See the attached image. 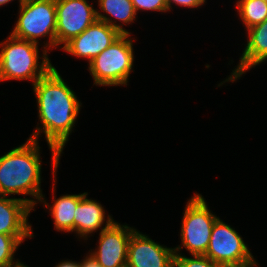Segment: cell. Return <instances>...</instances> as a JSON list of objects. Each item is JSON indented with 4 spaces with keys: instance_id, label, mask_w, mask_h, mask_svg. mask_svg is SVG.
I'll return each instance as SVG.
<instances>
[{
    "instance_id": "1",
    "label": "cell",
    "mask_w": 267,
    "mask_h": 267,
    "mask_svg": "<svg viewBox=\"0 0 267 267\" xmlns=\"http://www.w3.org/2000/svg\"><path fill=\"white\" fill-rule=\"evenodd\" d=\"M31 86L36 98L40 123L28 139L40 141L44 135L51 152L50 166L54 178L58 173L63 150L77 124L82 103L55 67Z\"/></svg>"
},
{
    "instance_id": "2",
    "label": "cell",
    "mask_w": 267,
    "mask_h": 267,
    "mask_svg": "<svg viewBox=\"0 0 267 267\" xmlns=\"http://www.w3.org/2000/svg\"><path fill=\"white\" fill-rule=\"evenodd\" d=\"M40 148L39 141L27 138L0 156V195H22L34 211L43 195Z\"/></svg>"
},
{
    "instance_id": "3",
    "label": "cell",
    "mask_w": 267,
    "mask_h": 267,
    "mask_svg": "<svg viewBox=\"0 0 267 267\" xmlns=\"http://www.w3.org/2000/svg\"><path fill=\"white\" fill-rule=\"evenodd\" d=\"M38 45L10 34L0 41V82L23 80L33 85L45 76L54 65L49 57L50 52L40 50Z\"/></svg>"
},
{
    "instance_id": "4",
    "label": "cell",
    "mask_w": 267,
    "mask_h": 267,
    "mask_svg": "<svg viewBox=\"0 0 267 267\" xmlns=\"http://www.w3.org/2000/svg\"><path fill=\"white\" fill-rule=\"evenodd\" d=\"M133 36L121 35L88 64L93 86L110 88L129 85L131 73L135 71L133 41L136 39Z\"/></svg>"
},
{
    "instance_id": "5",
    "label": "cell",
    "mask_w": 267,
    "mask_h": 267,
    "mask_svg": "<svg viewBox=\"0 0 267 267\" xmlns=\"http://www.w3.org/2000/svg\"><path fill=\"white\" fill-rule=\"evenodd\" d=\"M17 14L11 36L39 46L45 39L41 49H56V0H23Z\"/></svg>"
},
{
    "instance_id": "6",
    "label": "cell",
    "mask_w": 267,
    "mask_h": 267,
    "mask_svg": "<svg viewBox=\"0 0 267 267\" xmlns=\"http://www.w3.org/2000/svg\"><path fill=\"white\" fill-rule=\"evenodd\" d=\"M218 218L208 207L204 196L194 192L184 207L179 232L181 244L174 247L175 254H182L181 249L185 248L189 255H204L209 245L213 225Z\"/></svg>"
},
{
    "instance_id": "7",
    "label": "cell",
    "mask_w": 267,
    "mask_h": 267,
    "mask_svg": "<svg viewBox=\"0 0 267 267\" xmlns=\"http://www.w3.org/2000/svg\"><path fill=\"white\" fill-rule=\"evenodd\" d=\"M90 0H56V49L80 35L97 20Z\"/></svg>"
},
{
    "instance_id": "8",
    "label": "cell",
    "mask_w": 267,
    "mask_h": 267,
    "mask_svg": "<svg viewBox=\"0 0 267 267\" xmlns=\"http://www.w3.org/2000/svg\"><path fill=\"white\" fill-rule=\"evenodd\" d=\"M243 237L220 217L213 225L210 241L204 254L222 266L249 258L253 253Z\"/></svg>"
},
{
    "instance_id": "9",
    "label": "cell",
    "mask_w": 267,
    "mask_h": 267,
    "mask_svg": "<svg viewBox=\"0 0 267 267\" xmlns=\"http://www.w3.org/2000/svg\"><path fill=\"white\" fill-rule=\"evenodd\" d=\"M135 227L113 221L98 233V241L87 253L102 267H118L127 263L128 244Z\"/></svg>"
},
{
    "instance_id": "10",
    "label": "cell",
    "mask_w": 267,
    "mask_h": 267,
    "mask_svg": "<svg viewBox=\"0 0 267 267\" xmlns=\"http://www.w3.org/2000/svg\"><path fill=\"white\" fill-rule=\"evenodd\" d=\"M120 36L116 29L96 20L80 35L68 41L61 50L73 57L86 59L88 65Z\"/></svg>"
},
{
    "instance_id": "11",
    "label": "cell",
    "mask_w": 267,
    "mask_h": 267,
    "mask_svg": "<svg viewBox=\"0 0 267 267\" xmlns=\"http://www.w3.org/2000/svg\"><path fill=\"white\" fill-rule=\"evenodd\" d=\"M142 233L138 229L132 232L128 244L127 266L174 267V248L161 245Z\"/></svg>"
},
{
    "instance_id": "12",
    "label": "cell",
    "mask_w": 267,
    "mask_h": 267,
    "mask_svg": "<svg viewBox=\"0 0 267 267\" xmlns=\"http://www.w3.org/2000/svg\"><path fill=\"white\" fill-rule=\"evenodd\" d=\"M244 31L245 35L247 34V43L244 44L245 47L239 56V62L231 69L230 75L217 85L218 87H222L226 82L236 83L250 69L267 63V19L247 30L244 29Z\"/></svg>"
},
{
    "instance_id": "13",
    "label": "cell",
    "mask_w": 267,
    "mask_h": 267,
    "mask_svg": "<svg viewBox=\"0 0 267 267\" xmlns=\"http://www.w3.org/2000/svg\"><path fill=\"white\" fill-rule=\"evenodd\" d=\"M88 195V192L81 193V201L77 204L74 217L75 236L85 243L95 232L100 233L115 221L112 214L106 213L101 202L88 198Z\"/></svg>"
},
{
    "instance_id": "14",
    "label": "cell",
    "mask_w": 267,
    "mask_h": 267,
    "mask_svg": "<svg viewBox=\"0 0 267 267\" xmlns=\"http://www.w3.org/2000/svg\"><path fill=\"white\" fill-rule=\"evenodd\" d=\"M34 211L22 197L0 195V234L36 236L29 221Z\"/></svg>"
},
{
    "instance_id": "15",
    "label": "cell",
    "mask_w": 267,
    "mask_h": 267,
    "mask_svg": "<svg viewBox=\"0 0 267 267\" xmlns=\"http://www.w3.org/2000/svg\"><path fill=\"white\" fill-rule=\"evenodd\" d=\"M52 204L48 203L45 195L41 196L39 205L49 212L52 217L54 229L57 232L73 233L74 234V217L77 204L81 201V193L79 194H64L56 198L55 184L57 183L56 176L52 180Z\"/></svg>"
},
{
    "instance_id": "16",
    "label": "cell",
    "mask_w": 267,
    "mask_h": 267,
    "mask_svg": "<svg viewBox=\"0 0 267 267\" xmlns=\"http://www.w3.org/2000/svg\"><path fill=\"white\" fill-rule=\"evenodd\" d=\"M96 2L99 7L96 8L97 20L107 23L121 35L132 34L125 27L134 24L139 18L131 0H96Z\"/></svg>"
},
{
    "instance_id": "17",
    "label": "cell",
    "mask_w": 267,
    "mask_h": 267,
    "mask_svg": "<svg viewBox=\"0 0 267 267\" xmlns=\"http://www.w3.org/2000/svg\"><path fill=\"white\" fill-rule=\"evenodd\" d=\"M234 6L246 30L267 19V0H236Z\"/></svg>"
},
{
    "instance_id": "18",
    "label": "cell",
    "mask_w": 267,
    "mask_h": 267,
    "mask_svg": "<svg viewBox=\"0 0 267 267\" xmlns=\"http://www.w3.org/2000/svg\"><path fill=\"white\" fill-rule=\"evenodd\" d=\"M34 236H11L7 234H0V267H10L16 263V252L19 247L28 239H32Z\"/></svg>"
},
{
    "instance_id": "19",
    "label": "cell",
    "mask_w": 267,
    "mask_h": 267,
    "mask_svg": "<svg viewBox=\"0 0 267 267\" xmlns=\"http://www.w3.org/2000/svg\"><path fill=\"white\" fill-rule=\"evenodd\" d=\"M174 267H224L213 262L205 255L185 256V253L175 254Z\"/></svg>"
},
{
    "instance_id": "20",
    "label": "cell",
    "mask_w": 267,
    "mask_h": 267,
    "mask_svg": "<svg viewBox=\"0 0 267 267\" xmlns=\"http://www.w3.org/2000/svg\"><path fill=\"white\" fill-rule=\"evenodd\" d=\"M136 13L141 12H159L161 14L168 12L166 0H131Z\"/></svg>"
},
{
    "instance_id": "21",
    "label": "cell",
    "mask_w": 267,
    "mask_h": 267,
    "mask_svg": "<svg viewBox=\"0 0 267 267\" xmlns=\"http://www.w3.org/2000/svg\"><path fill=\"white\" fill-rule=\"evenodd\" d=\"M207 0H166V4L168 7V13L176 6H180L181 8H188V9H200L202 6L206 5ZM175 4V5H174Z\"/></svg>"
},
{
    "instance_id": "22",
    "label": "cell",
    "mask_w": 267,
    "mask_h": 267,
    "mask_svg": "<svg viewBox=\"0 0 267 267\" xmlns=\"http://www.w3.org/2000/svg\"><path fill=\"white\" fill-rule=\"evenodd\" d=\"M258 266H259L258 260H256L254 255H251L247 259L225 265L224 267H258Z\"/></svg>"
},
{
    "instance_id": "23",
    "label": "cell",
    "mask_w": 267,
    "mask_h": 267,
    "mask_svg": "<svg viewBox=\"0 0 267 267\" xmlns=\"http://www.w3.org/2000/svg\"><path fill=\"white\" fill-rule=\"evenodd\" d=\"M80 260V267H102L89 253Z\"/></svg>"
},
{
    "instance_id": "24",
    "label": "cell",
    "mask_w": 267,
    "mask_h": 267,
    "mask_svg": "<svg viewBox=\"0 0 267 267\" xmlns=\"http://www.w3.org/2000/svg\"><path fill=\"white\" fill-rule=\"evenodd\" d=\"M54 267H80V261H76L73 259H66L56 262V265Z\"/></svg>"
},
{
    "instance_id": "25",
    "label": "cell",
    "mask_w": 267,
    "mask_h": 267,
    "mask_svg": "<svg viewBox=\"0 0 267 267\" xmlns=\"http://www.w3.org/2000/svg\"><path fill=\"white\" fill-rule=\"evenodd\" d=\"M14 0H0V7L5 6L11 2H13ZM16 1V0H15ZM18 4L20 5L22 3L23 0H17Z\"/></svg>"
},
{
    "instance_id": "26",
    "label": "cell",
    "mask_w": 267,
    "mask_h": 267,
    "mask_svg": "<svg viewBox=\"0 0 267 267\" xmlns=\"http://www.w3.org/2000/svg\"><path fill=\"white\" fill-rule=\"evenodd\" d=\"M10 267H30V266L24 264V263H23L22 261H20V259H19L16 263H14L13 265H11Z\"/></svg>"
},
{
    "instance_id": "27",
    "label": "cell",
    "mask_w": 267,
    "mask_h": 267,
    "mask_svg": "<svg viewBox=\"0 0 267 267\" xmlns=\"http://www.w3.org/2000/svg\"><path fill=\"white\" fill-rule=\"evenodd\" d=\"M118 267H128L127 264H123L121 266H118Z\"/></svg>"
}]
</instances>
